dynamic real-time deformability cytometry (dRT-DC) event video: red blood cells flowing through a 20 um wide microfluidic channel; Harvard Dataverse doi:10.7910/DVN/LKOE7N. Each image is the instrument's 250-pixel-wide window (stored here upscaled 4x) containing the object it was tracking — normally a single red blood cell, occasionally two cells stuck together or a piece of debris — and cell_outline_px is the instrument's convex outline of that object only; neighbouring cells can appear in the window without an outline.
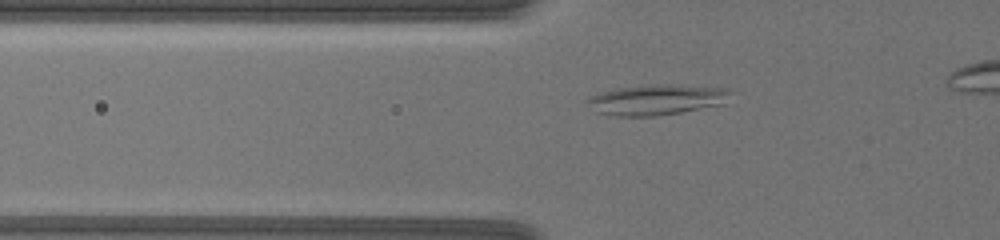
{"species": "common noctule bat (a hibernating species)", "species_latin": "Nyctalus noctula", "temperature_condition": "warm", "stored_images_in_passage": 59, "camera_frame_rate_fps": 3000, "um_per_image_px": 0.085, "animal": {"sex": "female", "body_mass_g": 19.5, "forearm_length_mm": 54.1}, "frame": {"image": 1, "passage_image": 18, "time_ms": 5.667, "image_size_px": [1000, 240], "cell_outline_px": [[732, 92], [724, 104], [680, 112], [656, 116], [616, 116], [596, 112], [588, 100], [592, 96], [600, 92], [620, 88], [652, 84], [684, 84], [728, 88]], "centroid_in_image_um": [55.91, 8.46], "position_along_channel_um": 69.9, "area_um2": 25.37}}
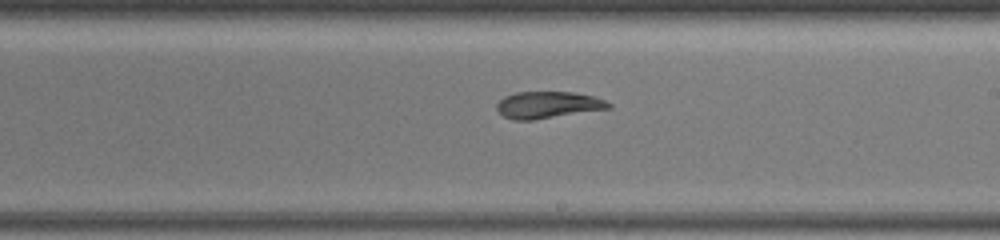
{"frame": {"image": 2, "passage_image": 37, "time_ms": 12.0, "image_size_px": [1000, 240], "cell_outline_px": [[612, 108], [532, 120], [512, 120], [504, 116], [496, 108], [496, 104], [504, 96], [516, 92], [572, 92], [592, 96], [604, 100], [612, 104]], "centroid_in_image_um": [46.56, 8.91], "position_along_channel_um": 242.4, "area_um2": 17.4}}
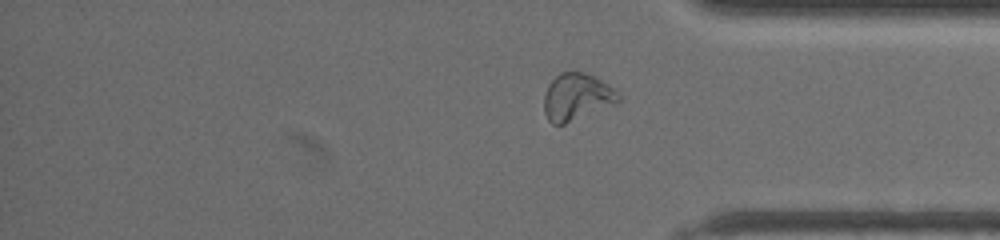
{"frame": {"image": 3, "passage_image": 53, "time_ms": 17.333, "image_size_px": [1000, 240], "cell_outline_px": [[620, 100], [564, 124], [552, 124], [548, 120], [544, 112], [544, 96], [548, 84], [560, 72], [584, 72], [596, 76], [608, 84], [620, 96]], "centroid_in_image_um": [48.97, 8.21], "position_along_channel_um": 386.2, "area_um2": 19.94}}